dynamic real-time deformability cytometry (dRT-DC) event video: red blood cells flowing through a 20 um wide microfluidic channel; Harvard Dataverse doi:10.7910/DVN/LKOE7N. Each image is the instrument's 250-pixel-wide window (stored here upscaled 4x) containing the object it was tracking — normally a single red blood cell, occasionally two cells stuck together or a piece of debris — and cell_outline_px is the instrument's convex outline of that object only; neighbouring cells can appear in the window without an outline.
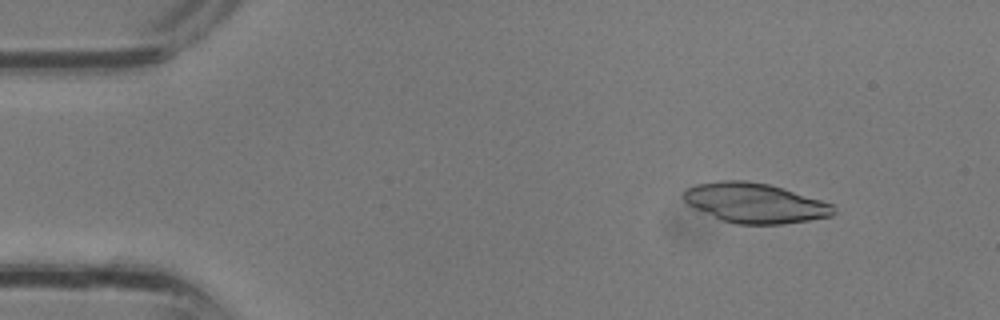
{"species": "common noctule bat (a hibernating species)", "species_latin": "Nyctalus noctula", "temperature_condition": "room temperature", "stored_images_in_passage": 12, "camera_frame_rate_fps": 3000, "um_per_image_px": 0.085, "animal": {"sex": "male", "body_mass_g": 13.3}, "frame": {"image": 1, "passage_image": 4, "time_ms": 1.0, "image_size_px": [1000, 320], "cell_outline_px": [[836, 212], [832, 216], [784, 224], [736, 224], [724, 220], [696, 208], [688, 204], [680, 196], [688, 188], [696, 184], [720, 180], [744, 180], [768, 184], [784, 188], [832, 204]], "centroid_in_image_um": [64.17, 17.24], "position_along_channel_um": 20.8, "area_um2": 34.51}}